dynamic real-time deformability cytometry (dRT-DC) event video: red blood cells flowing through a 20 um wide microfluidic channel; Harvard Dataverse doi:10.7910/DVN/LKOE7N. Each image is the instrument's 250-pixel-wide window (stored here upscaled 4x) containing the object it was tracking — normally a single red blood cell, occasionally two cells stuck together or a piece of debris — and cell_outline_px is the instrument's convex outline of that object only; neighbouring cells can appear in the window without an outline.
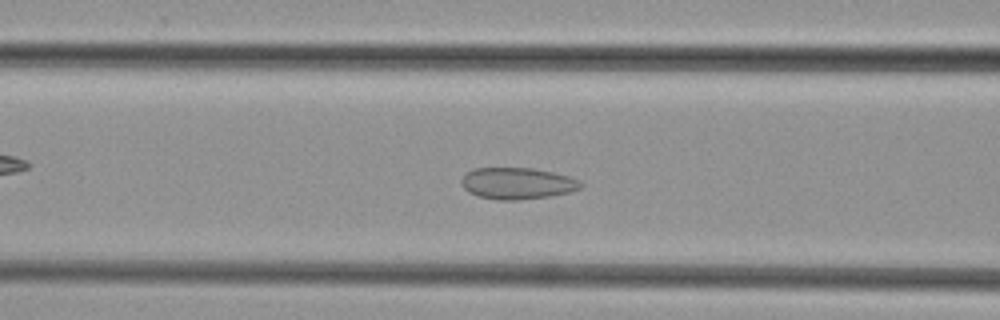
{"species": "common noctule bat (a hibernating species)", "species_latin": "Nyctalus noctula", "temperature_condition": "cold", "stored_images_in_passage": 48, "camera_frame_rate_fps": 3000, "um_per_image_px": 0.085, "animal": {"sex": "female", "body_mass_g": 29.2, "forearm_length_mm": 56.3}, "frame": {"image": 1, "passage_image": 19, "time_ms": 6.0, "image_size_px": [1000, 320], "cell_outline_px": [[584, 184], [580, 188], [568, 192], [548, 196], [520, 200], [496, 200], [476, 196], [468, 192], [464, 188], [460, 180], [472, 168], [532, 168], [552, 172], [568, 176], [580, 180]], "centroid_in_image_um": [43.95, 15.59], "position_along_channel_um": 122.7, "area_um2": 21.96}}
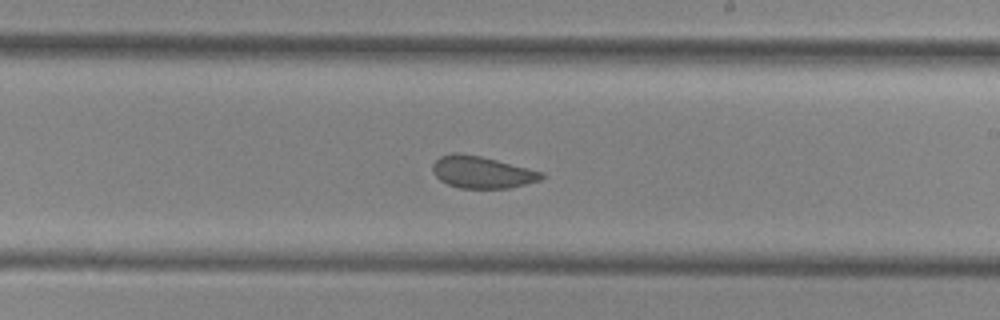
{"frame": {"image": 2, "passage_image": 28, "time_ms": 9.0, "image_size_px": [1000, 320], "cell_outline_px": [[544, 176], [540, 180], [508, 188], [460, 188], [448, 184], [440, 180], [432, 172], [432, 164], [440, 156], [452, 152], [456, 152], [480, 156], [544, 172]], "centroid_in_image_um": [40.93, 14.63], "position_along_channel_um": 248.1, "area_um2": 20.17}}
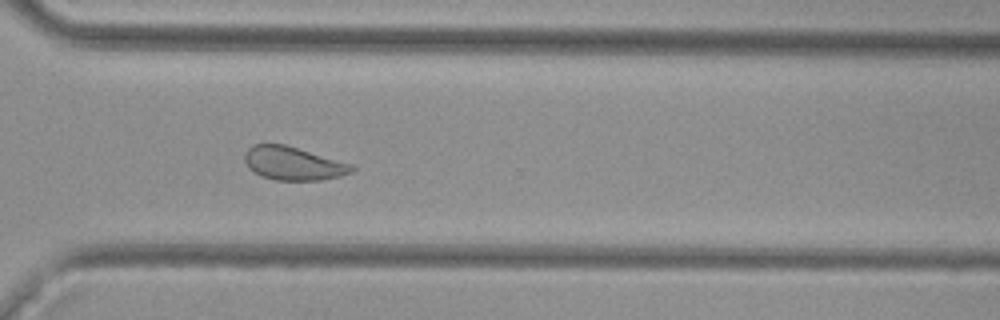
{"frame": {"image": 3, "passage_image": 35, "time_ms": 11.333, "image_size_px": [1000, 320], "cell_outline_px": [[356, 168], [352, 172], [340, 176], [320, 180], [276, 180], [264, 176], [248, 168], [244, 160], [244, 152], [252, 144], [284, 144], [352, 164]], "centroid_in_image_um": [24.91, 13.88], "position_along_channel_um": 345.7, "area_um2": 20.69}}